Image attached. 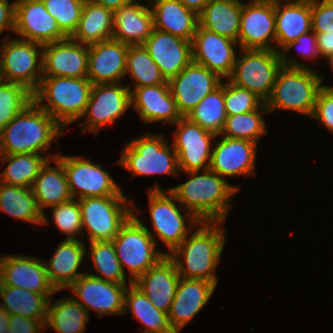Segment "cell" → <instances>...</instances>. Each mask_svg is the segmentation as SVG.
Segmentation results:
<instances>
[{
    "label": "cell",
    "mask_w": 333,
    "mask_h": 333,
    "mask_svg": "<svg viewBox=\"0 0 333 333\" xmlns=\"http://www.w3.org/2000/svg\"><path fill=\"white\" fill-rule=\"evenodd\" d=\"M186 172L189 180L170 188L183 208L189 211L199 222L223 223L230 210V198L239 187L229 185L223 177L207 169Z\"/></svg>",
    "instance_id": "6da1fadb"
},
{
    "label": "cell",
    "mask_w": 333,
    "mask_h": 333,
    "mask_svg": "<svg viewBox=\"0 0 333 333\" xmlns=\"http://www.w3.org/2000/svg\"><path fill=\"white\" fill-rule=\"evenodd\" d=\"M219 224L200 222L202 226L199 229L189 238L187 236L171 253H167L175 263L180 278L218 282L214 273L225 244L224 229Z\"/></svg>",
    "instance_id": "7a4b0ae2"
},
{
    "label": "cell",
    "mask_w": 333,
    "mask_h": 333,
    "mask_svg": "<svg viewBox=\"0 0 333 333\" xmlns=\"http://www.w3.org/2000/svg\"><path fill=\"white\" fill-rule=\"evenodd\" d=\"M62 126L34 101L2 130L0 154H44L63 133Z\"/></svg>",
    "instance_id": "3957f363"
},
{
    "label": "cell",
    "mask_w": 333,
    "mask_h": 333,
    "mask_svg": "<svg viewBox=\"0 0 333 333\" xmlns=\"http://www.w3.org/2000/svg\"><path fill=\"white\" fill-rule=\"evenodd\" d=\"M93 84L87 77H42L33 101L61 126L67 127L82 118ZM48 104L42 105L43 100Z\"/></svg>",
    "instance_id": "277c9868"
},
{
    "label": "cell",
    "mask_w": 333,
    "mask_h": 333,
    "mask_svg": "<svg viewBox=\"0 0 333 333\" xmlns=\"http://www.w3.org/2000/svg\"><path fill=\"white\" fill-rule=\"evenodd\" d=\"M322 77L310 68L282 66L265 103L268 111L285 109L312 116Z\"/></svg>",
    "instance_id": "5b68a950"
},
{
    "label": "cell",
    "mask_w": 333,
    "mask_h": 333,
    "mask_svg": "<svg viewBox=\"0 0 333 333\" xmlns=\"http://www.w3.org/2000/svg\"><path fill=\"white\" fill-rule=\"evenodd\" d=\"M112 241L123 272L125 273V265L131 274L129 283H134L149 268L167 256V253L155 250L157 242L153 234L136 217L134 211Z\"/></svg>",
    "instance_id": "8992f818"
},
{
    "label": "cell",
    "mask_w": 333,
    "mask_h": 333,
    "mask_svg": "<svg viewBox=\"0 0 333 333\" xmlns=\"http://www.w3.org/2000/svg\"><path fill=\"white\" fill-rule=\"evenodd\" d=\"M167 142L163 135L147 133L127 143L117 163L133 175L172 174L178 177L177 154L173 145L169 147Z\"/></svg>",
    "instance_id": "52a82bcc"
},
{
    "label": "cell",
    "mask_w": 333,
    "mask_h": 333,
    "mask_svg": "<svg viewBox=\"0 0 333 333\" xmlns=\"http://www.w3.org/2000/svg\"><path fill=\"white\" fill-rule=\"evenodd\" d=\"M5 38L0 48V79L20 84L34 93L43 75V44Z\"/></svg>",
    "instance_id": "ba28073f"
},
{
    "label": "cell",
    "mask_w": 333,
    "mask_h": 333,
    "mask_svg": "<svg viewBox=\"0 0 333 333\" xmlns=\"http://www.w3.org/2000/svg\"><path fill=\"white\" fill-rule=\"evenodd\" d=\"M243 56L236 59L231 76L234 85L256 94L265 103L271 96L279 70L281 55L276 50L241 49Z\"/></svg>",
    "instance_id": "9c48e42d"
},
{
    "label": "cell",
    "mask_w": 333,
    "mask_h": 333,
    "mask_svg": "<svg viewBox=\"0 0 333 333\" xmlns=\"http://www.w3.org/2000/svg\"><path fill=\"white\" fill-rule=\"evenodd\" d=\"M125 196H93L79 199L82 229L86 227L90 242L112 241L134 209L126 207ZM123 204V205H122Z\"/></svg>",
    "instance_id": "30bf717a"
},
{
    "label": "cell",
    "mask_w": 333,
    "mask_h": 333,
    "mask_svg": "<svg viewBox=\"0 0 333 333\" xmlns=\"http://www.w3.org/2000/svg\"><path fill=\"white\" fill-rule=\"evenodd\" d=\"M149 190V211L156 237L163 241L171 253L191 234L184 216L193 227L200 226V222L187 210L186 215H182L175 203L176 197L169 190L166 191L169 196L158 185Z\"/></svg>",
    "instance_id": "8fae6325"
},
{
    "label": "cell",
    "mask_w": 333,
    "mask_h": 333,
    "mask_svg": "<svg viewBox=\"0 0 333 333\" xmlns=\"http://www.w3.org/2000/svg\"><path fill=\"white\" fill-rule=\"evenodd\" d=\"M56 158L64 167L73 198L78 194L80 196L77 199L93 196H124L110 174L102 169V165L94 164L90 159L85 160L79 156L57 155Z\"/></svg>",
    "instance_id": "7c38bea8"
},
{
    "label": "cell",
    "mask_w": 333,
    "mask_h": 333,
    "mask_svg": "<svg viewBox=\"0 0 333 333\" xmlns=\"http://www.w3.org/2000/svg\"><path fill=\"white\" fill-rule=\"evenodd\" d=\"M121 84L106 83L92 86L89 101L82 115L86 117V121L80 124L83 127L82 133L88 130L97 134L99 128L113 123L132 105L130 86L125 87Z\"/></svg>",
    "instance_id": "4fadbf2b"
},
{
    "label": "cell",
    "mask_w": 333,
    "mask_h": 333,
    "mask_svg": "<svg viewBox=\"0 0 333 333\" xmlns=\"http://www.w3.org/2000/svg\"><path fill=\"white\" fill-rule=\"evenodd\" d=\"M270 42L276 44L275 0L242 2L240 49L275 50Z\"/></svg>",
    "instance_id": "5bb4252c"
},
{
    "label": "cell",
    "mask_w": 333,
    "mask_h": 333,
    "mask_svg": "<svg viewBox=\"0 0 333 333\" xmlns=\"http://www.w3.org/2000/svg\"><path fill=\"white\" fill-rule=\"evenodd\" d=\"M174 125L173 148L177 154L179 170L185 172L209 169L212 146L211 139L215 134L193 123L187 117H182ZM207 164L205 165V163Z\"/></svg>",
    "instance_id": "9a60e30c"
},
{
    "label": "cell",
    "mask_w": 333,
    "mask_h": 333,
    "mask_svg": "<svg viewBox=\"0 0 333 333\" xmlns=\"http://www.w3.org/2000/svg\"><path fill=\"white\" fill-rule=\"evenodd\" d=\"M221 82L222 79L216 73L194 61L168 81L172 96L183 117H186Z\"/></svg>",
    "instance_id": "2e32d148"
},
{
    "label": "cell",
    "mask_w": 333,
    "mask_h": 333,
    "mask_svg": "<svg viewBox=\"0 0 333 333\" xmlns=\"http://www.w3.org/2000/svg\"><path fill=\"white\" fill-rule=\"evenodd\" d=\"M68 288L83 301L72 297L87 312L90 308L97 311L98 316L123 315L127 284L104 281L86 272Z\"/></svg>",
    "instance_id": "e0dca14e"
},
{
    "label": "cell",
    "mask_w": 333,
    "mask_h": 333,
    "mask_svg": "<svg viewBox=\"0 0 333 333\" xmlns=\"http://www.w3.org/2000/svg\"><path fill=\"white\" fill-rule=\"evenodd\" d=\"M13 32L22 36L20 39L43 45L67 38L42 0H25L15 4Z\"/></svg>",
    "instance_id": "ac0fdd59"
},
{
    "label": "cell",
    "mask_w": 333,
    "mask_h": 333,
    "mask_svg": "<svg viewBox=\"0 0 333 333\" xmlns=\"http://www.w3.org/2000/svg\"><path fill=\"white\" fill-rule=\"evenodd\" d=\"M88 61V45L71 37L44 44L42 77H87Z\"/></svg>",
    "instance_id": "d6986e66"
},
{
    "label": "cell",
    "mask_w": 333,
    "mask_h": 333,
    "mask_svg": "<svg viewBox=\"0 0 333 333\" xmlns=\"http://www.w3.org/2000/svg\"><path fill=\"white\" fill-rule=\"evenodd\" d=\"M237 42L206 30L198 25L192 40V61L216 73L221 79L229 78L236 61Z\"/></svg>",
    "instance_id": "ffe728a7"
},
{
    "label": "cell",
    "mask_w": 333,
    "mask_h": 333,
    "mask_svg": "<svg viewBox=\"0 0 333 333\" xmlns=\"http://www.w3.org/2000/svg\"><path fill=\"white\" fill-rule=\"evenodd\" d=\"M0 286H14L35 293L54 294L45 262L39 258L6 255L0 258Z\"/></svg>",
    "instance_id": "44dd1931"
},
{
    "label": "cell",
    "mask_w": 333,
    "mask_h": 333,
    "mask_svg": "<svg viewBox=\"0 0 333 333\" xmlns=\"http://www.w3.org/2000/svg\"><path fill=\"white\" fill-rule=\"evenodd\" d=\"M142 45L167 81L177 76L192 61V41L159 29L153 28Z\"/></svg>",
    "instance_id": "7402d4cb"
},
{
    "label": "cell",
    "mask_w": 333,
    "mask_h": 333,
    "mask_svg": "<svg viewBox=\"0 0 333 333\" xmlns=\"http://www.w3.org/2000/svg\"><path fill=\"white\" fill-rule=\"evenodd\" d=\"M129 45L113 38L88 46L87 78L95 84L120 83L126 75Z\"/></svg>",
    "instance_id": "603a6c76"
},
{
    "label": "cell",
    "mask_w": 333,
    "mask_h": 333,
    "mask_svg": "<svg viewBox=\"0 0 333 333\" xmlns=\"http://www.w3.org/2000/svg\"><path fill=\"white\" fill-rule=\"evenodd\" d=\"M212 148L209 169L219 176L252 175L255 172L257 143L224 136Z\"/></svg>",
    "instance_id": "cb8c5ba5"
},
{
    "label": "cell",
    "mask_w": 333,
    "mask_h": 333,
    "mask_svg": "<svg viewBox=\"0 0 333 333\" xmlns=\"http://www.w3.org/2000/svg\"><path fill=\"white\" fill-rule=\"evenodd\" d=\"M218 283L180 278L168 313L172 329L182 330L210 300Z\"/></svg>",
    "instance_id": "d4e9b609"
},
{
    "label": "cell",
    "mask_w": 333,
    "mask_h": 333,
    "mask_svg": "<svg viewBox=\"0 0 333 333\" xmlns=\"http://www.w3.org/2000/svg\"><path fill=\"white\" fill-rule=\"evenodd\" d=\"M131 104L145 122L175 124L183 116L178 110L169 84L136 87L131 90Z\"/></svg>",
    "instance_id": "484cf974"
},
{
    "label": "cell",
    "mask_w": 333,
    "mask_h": 333,
    "mask_svg": "<svg viewBox=\"0 0 333 333\" xmlns=\"http://www.w3.org/2000/svg\"><path fill=\"white\" fill-rule=\"evenodd\" d=\"M179 279L175 263L171 258L165 256L157 265L142 274L134 284L142 290L157 309L169 313Z\"/></svg>",
    "instance_id": "4316f807"
},
{
    "label": "cell",
    "mask_w": 333,
    "mask_h": 333,
    "mask_svg": "<svg viewBox=\"0 0 333 333\" xmlns=\"http://www.w3.org/2000/svg\"><path fill=\"white\" fill-rule=\"evenodd\" d=\"M290 1L285 0L282 5L281 0H275V50L279 53L301 35L312 31L311 0Z\"/></svg>",
    "instance_id": "83f0119b"
},
{
    "label": "cell",
    "mask_w": 333,
    "mask_h": 333,
    "mask_svg": "<svg viewBox=\"0 0 333 333\" xmlns=\"http://www.w3.org/2000/svg\"><path fill=\"white\" fill-rule=\"evenodd\" d=\"M147 3L151 6L153 28L184 40H193L199 25L195 11L186 8L179 0H148Z\"/></svg>",
    "instance_id": "f1b7e54d"
},
{
    "label": "cell",
    "mask_w": 333,
    "mask_h": 333,
    "mask_svg": "<svg viewBox=\"0 0 333 333\" xmlns=\"http://www.w3.org/2000/svg\"><path fill=\"white\" fill-rule=\"evenodd\" d=\"M153 30L150 6L133 0L114 11L112 38L127 45H142Z\"/></svg>",
    "instance_id": "f546056e"
},
{
    "label": "cell",
    "mask_w": 333,
    "mask_h": 333,
    "mask_svg": "<svg viewBox=\"0 0 333 333\" xmlns=\"http://www.w3.org/2000/svg\"><path fill=\"white\" fill-rule=\"evenodd\" d=\"M84 246L83 240L65 239L58 245L55 254L49 259V263L47 264L45 261L49 282L56 291L68 288L85 274L77 272L87 253Z\"/></svg>",
    "instance_id": "4dcf8cb0"
},
{
    "label": "cell",
    "mask_w": 333,
    "mask_h": 333,
    "mask_svg": "<svg viewBox=\"0 0 333 333\" xmlns=\"http://www.w3.org/2000/svg\"><path fill=\"white\" fill-rule=\"evenodd\" d=\"M51 160L56 168L50 166ZM39 210L43 213V223L47 224L43 208L52 207L71 200L73 197L68 187L67 176L62 163L55 157L42 167L31 186Z\"/></svg>",
    "instance_id": "1f68e13d"
},
{
    "label": "cell",
    "mask_w": 333,
    "mask_h": 333,
    "mask_svg": "<svg viewBox=\"0 0 333 333\" xmlns=\"http://www.w3.org/2000/svg\"><path fill=\"white\" fill-rule=\"evenodd\" d=\"M242 2L209 0L198 14L199 26L238 42Z\"/></svg>",
    "instance_id": "d6a6232c"
},
{
    "label": "cell",
    "mask_w": 333,
    "mask_h": 333,
    "mask_svg": "<svg viewBox=\"0 0 333 333\" xmlns=\"http://www.w3.org/2000/svg\"><path fill=\"white\" fill-rule=\"evenodd\" d=\"M114 12L91 0H85L77 29L71 36L84 45L109 40L113 34Z\"/></svg>",
    "instance_id": "836d02e7"
},
{
    "label": "cell",
    "mask_w": 333,
    "mask_h": 333,
    "mask_svg": "<svg viewBox=\"0 0 333 333\" xmlns=\"http://www.w3.org/2000/svg\"><path fill=\"white\" fill-rule=\"evenodd\" d=\"M53 294L35 293L20 287L0 286V297L4 302L0 307L10 315H20L32 319H46L47 306Z\"/></svg>",
    "instance_id": "e575fe53"
},
{
    "label": "cell",
    "mask_w": 333,
    "mask_h": 333,
    "mask_svg": "<svg viewBox=\"0 0 333 333\" xmlns=\"http://www.w3.org/2000/svg\"><path fill=\"white\" fill-rule=\"evenodd\" d=\"M127 311L132 312V317H135L146 326L141 333H161L172 329L168 313L157 309L134 283H130L129 287L127 286L125 293L123 315Z\"/></svg>",
    "instance_id": "d590c367"
},
{
    "label": "cell",
    "mask_w": 333,
    "mask_h": 333,
    "mask_svg": "<svg viewBox=\"0 0 333 333\" xmlns=\"http://www.w3.org/2000/svg\"><path fill=\"white\" fill-rule=\"evenodd\" d=\"M3 159L2 163L9 162L6 169L0 174V182L13 186L31 188L34 180L39 175L42 167L51 158H55L57 155H51V157H44L41 154H0Z\"/></svg>",
    "instance_id": "8d00e7d4"
},
{
    "label": "cell",
    "mask_w": 333,
    "mask_h": 333,
    "mask_svg": "<svg viewBox=\"0 0 333 333\" xmlns=\"http://www.w3.org/2000/svg\"><path fill=\"white\" fill-rule=\"evenodd\" d=\"M47 306L45 327L57 333H83L89 313L72 297L62 298Z\"/></svg>",
    "instance_id": "74e56055"
},
{
    "label": "cell",
    "mask_w": 333,
    "mask_h": 333,
    "mask_svg": "<svg viewBox=\"0 0 333 333\" xmlns=\"http://www.w3.org/2000/svg\"><path fill=\"white\" fill-rule=\"evenodd\" d=\"M0 210L22 221L43 223V213L31 188L0 182Z\"/></svg>",
    "instance_id": "f35d334b"
},
{
    "label": "cell",
    "mask_w": 333,
    "mask_h": 333,
    "mask_svg": "<svg viewBox=\"0 0 333 333\" xmlns=\"http://www.w3.org/2000/svg\"><path fill=\"white\" fill-rule=\"evenodd\" d=\"M186 117L216 136L220 135L227 117L223 82L210 92Z\"/></svg>",
    "instance_id": "ab89813d"
},
{
    "label": "cell",
    "mask_w": 333,
    "mask_h": 333,
    "mask_svg": "<svg viewBox=\"0 0 333 333\" xmlns=\"http://www.w3.org/2000/svg\"><path fill=\"white\" fill-rule=\"evenodd\" d=\"M128 72L136 82L133 90L136 87L169 84L143 45H129L126 74Z\"/></svg>",
    "instance_id": "60d3db41"
},
{
    "label": "cell",
    "mask_w": 333,
    "mask_h": 333,
    "mask_svg": "<svg viewBox=\"0 0 333 333\" xmlns=\"http://www.w3.org/2000/svg\"><path fill=\"white\" fill-rule=\"evenodd\" d=\"M90 255L94 262V267L99 272L100 277L93 275L104 281L114 282L117 284H126L125 273L117 258L116 249L113 241H93L90 242Z\"/></svg>",
    "instance_id": "b9f144b4"
},
{
    "label": "cell",
    "mask_w": 333,
    "mask_h": 333,
    "mask_svg": "<svg viewBox=\"0 0 333 333\" xmlns=\"http://www.w3.org/2000/svg\"><path fill=\"white\" fill-rule=\"evenodd\" d=\"M268 109L264 108V112L253 110L233 116H227L224 128L220 134L234 139H244L254 143H258L259 136L266 134L263 113H268Z\"/></svg>",
    "instance_id": "7bdbcfd3"
},
{
    "label": "cell",
    "mask_w": 333,
    "mask_h": 333,
    "mask_svg": "<svg viewBox=\"0 0 333 333\" xmlns=\"http://www.w3.org/2000/svg\"><path fill=\"white\" fill-rule=\"evenodd\" d=\"M33 101V93L17 83L0 79V129Z\"/></svg>",
    "instance_id": "ee69618b"
},
{
    "label": "cell",
    "mask_w": 333,
    "mask_h": 333,
    "mask_svg": "<svg viewBox=\"0 0 333 333\" xmlns=\"http://www.w3.org/2000/svg\"><path fill=\"white\" fill-rule=\"evenodd\" d=\"M61 31L71 37L77 29L85 0H42Z\"/></svg>",
    "instance_id": "f6af8a7d"
},
{
    "label": "cell",
    "mask_w": 333,
    "mask_h": 333,
    "mask_svg": "<svg viewBox=\"0 0 333 333\" xmlns=\"http://www.w3.org/2000/svg\"><path fill=\"white\" fill-rule=\"evenodd\" d=\"M224 101L227 116L243 114L259 108L264 111V108H267L265 102L256 94L230 81L224 84Z\"/></svg>",
    "instance_id": "bcb514c9"
},
{
    "label": "cell",
    "mask_w": 333,
    "mask_h": 333,
    "mask_svg": "<svg viewBox=\"0 0 333 333\" xmlns=\"http://www.w3.org/2000/svg\"><path fill=\"white\" fill-rule=\"evenodd\" d=\"M53 220L63 233L67 234L66 240H76V235H84L82 229V216L79 200L72 198L71 200L52 206Z\"/></svg>",
    "instance_id": "7dc6e473"
},
{
    "label": "cell",
    "mask_w": 333,
    "mask_h": 333,
    "mask_svg": "<svg viewBox=\"0 0 333 333\" xmlns=\"http://www.w3.org/2000/svg\"><path fill=\"white\" fill-rule=\"evenodd\" d=\"M293 46H300V54L304 57L308 58H315L316 56H320L318 45H317V38L316 34L313 31L310 33H306L301 35L296 41L291 42L286 48L280 53L282 64L285 67H293V68H309L304 64L301 65L297 60H292L291 58H287L286 51L291 49ZM299 48V47H298ZM285 51V52H284ZM315 56V57H314Z\"/></svg>",
    "instance_id": "c3c4849f"
},
{
    "label": "cell",
    "mask_w": 333,
    "mask_h": 333,
    "mask_svg": "<svg viewBox=\"0 0 333 333\" xmlns=\"http://www.w3.org/2000/svg\"><path fill=\"white\" fill-rule=\"evenodd\" d=\"M311 24L315 33L333 32V0H311Z\"/></svg>",
    "instance_id": "681fc988"
},
{
    "label": "cell",
    "mask_w": 333,
    "mask_h": 333,
    "mask_svg": "<svg viewBox=\"0 0 333 333\" xmlns=\"http://www.w3.org/2000/svg\"><path fill=\"white\" fill-rule=\"evenodd\" d=\"M311 118L333 132V88L325 85L320 88Z\"/></svg>",
    "instance_id": "f907efd6"
},
{
    "label": "cell",
    "mask_w": 333,
    "mask_h": 333,
    "mask_svg": "<svg viewBox=\"0 0 333 333\" xmlns=\"http://www.w3.org/2000/svg\"><path fill=\"white\" fill-rule=\"evenodd\" d=\"M46 319H32L20 315H10L9 329L12 333H41Z\"/></svg>",
    "instance_id": "816d5d0a"
},
{
    "label": "cell",
    "mask_w": 333,
    "mask_h": 333,
    "mask_svg": "<svg viewBox=\"0 0 333 333\" xmlns=\"http://www.w3.org/2000/svg\"><path fill=\"white\" fill-rule=\"evenodd\" d=\"M15 4L7 0H0V34L6 28L14 31Z\"/></svg>",
    "instance_id": "f5cc1de1"
},
{
    "label": "cell",
    "mask_w": 333,
    "mask_h": 333,
    "mask_svg": "<svg viewBox=\"0 0 333 333\" xmlns=\"http://www.w3.org/2000/svg\"><path fill=\"white\" fill-rule=\"evenodd\" d=\"M320 56L326 58L333 54V32L315 33Z\"/></svg>",
    "instance_id": "db71d44e"
},
{
    "label": "cell",
    "mask_w": 333,
    "mask_h": 333,
    "mask_svg": "<svg viewBox=\"0 0 333 333\" xmlns=\"http://www.w3.org/2000/svg\"><path fill=\"white\" fill-rule=\"evenodd\" d=\"M92 2L102 5L111 11H116L120 7L131 3L133 0H91Z\"/></svg>",
    "instance_id": "11a10c76"
},
{
    "label": "cell",
    "mask_w": 333,
    "mask_h": 333,
    "mask_svg": "<svg viewBox=\"0 0 333 333\" xmlns=\"http://www.w3.org/2000/svg\"><path fill=\"white\" fill-rule=\"evenodd\" d=\"M186 8L199 14L209 0H179Z\"/></svg>",
    "instance_id": "9f6ffc18"
},
{
    "label": "cell",
    "mask_w": 333,
    "mask_h": 333,
    "mask_svg": "<svg viewBox=\"0 0 333 333\" xmlns=\"http://www.w3.org/2000/svg\"><path fill=\"white\" fill-rule=\"evenodd\" d=\"M10 314L0 307V332H7L9 327Z\"/></svg>",
    "instance_id": "6f0895ef"
},
{
    "label": "cell",
    "mask_w": 333,
    "mask_h": 333,
    "mask_svg": "<svg viewBox=\"0 0 333 333\" xmlns=\"http://www.w3.org/2000/svg\"><path fill=\"white\" fill-rule=\"evenodd\" d=\"M326 59L329 60V65L332 67L331 69H333V54L327 56Z\"/></svg>",
    "instance_id": "680465c9"
},
{
    "label": "cell",
    "mask_w": 333,
    "mask_h": 333,
    "mask_svg": "<svg viewBox=\"0 0 333 333\" xmlns=\"http://www.w3.org/2000/svg\"><path fill=\"white\" fill-rule=\"evenodd\" d=\"M180 330H175V329H170L168 331H164V332H161V333H179Z\"/></svg>",
    "instance_id": "91938a15"
},
{
    "label": "cell",
    "mask_w": 333,
    "mask_h": 333,
    "mask_svg": "<svg viewBox=\"0 0 333 333\" xmlns=\"http://www.w3.org/2000/svg\"><path fill=\"white\" fill-rule=\"evenodd\" d=\"M0 333H12V331L9 328H7V332H0Z\"/></svg>",
    "instance_id": "94428289"
},
{
    "label": "cell",
    "mask_w": 333,
    "mask_h": 333,
    "mask_svg": "<svg viewBox=\"0 0 333 333\" xmlns=\"http://www.w3.org/2000/svg\"><path fill=\"white\" fill-rule=\"evenodd\" d=\"M7 1H8V0H7ZM22 1H25V0H17V1L14 2V4L19 3V2H22Z\"/></svg>",
    "instance_id": "6125c7cd"
}]
</instances>
